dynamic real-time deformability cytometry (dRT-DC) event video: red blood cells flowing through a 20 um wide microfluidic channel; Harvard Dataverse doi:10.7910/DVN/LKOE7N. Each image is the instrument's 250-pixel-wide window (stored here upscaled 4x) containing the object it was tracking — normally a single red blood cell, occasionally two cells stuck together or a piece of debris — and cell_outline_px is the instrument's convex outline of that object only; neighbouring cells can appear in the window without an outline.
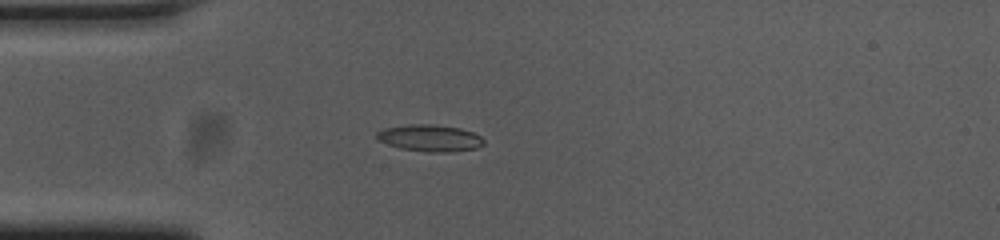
{"species": "common noctule bat (a hibernating species)", "species_latin": "Nyctalus noctula", "temperature_condition": "cold", "stored_images_in_passage": 45, "camera_frame_rate_fps": 3000, "um_per_image_px": 0.085, "animal": {"sex": "female", "body_mass_g": 23.0, "forearm_length_mm": 53.4}, "frame": {"image": 1, "passage_image": 9, "time_ms": 2.667, "image_size_px": [1000, 240], "cell_outline_px": [[484, 144], [476, 148], [444, 152], [428, 152], [400, 148], [376, 140], [376, 132], [384, 128], [408, 124], [432, 124], [460, 128], [472, 132], [480, 136], [484, 140]], "centroid_in_image_um": [36.5, 11.72], "position_along_channel_um": 48.5, "area_um2": 16.65}}
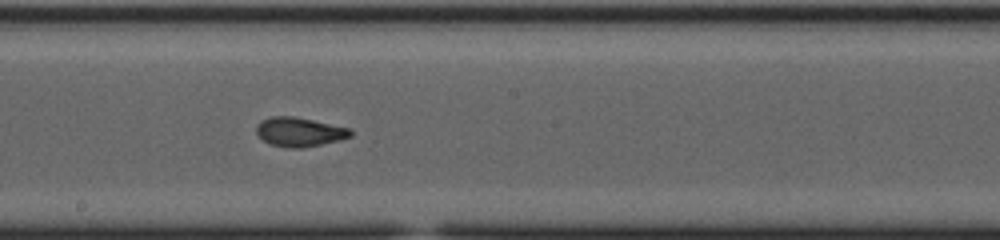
{"frame": {"image": 2, "passage_image": 24, "time_ms": 7.667, "image_size_px": [1000, 240], "cell_outline_px": [[352, 136], [340, 140], [300, 148], [288, 148], [268, 144], [256, 132], [256, 124], [260, 120], [272, 116], [292, 116], [352, 128]], "centroid_in_image_um": [25.44, 11.21], "position_along_channel_um": 222.8, "area_um2": 16.07}}
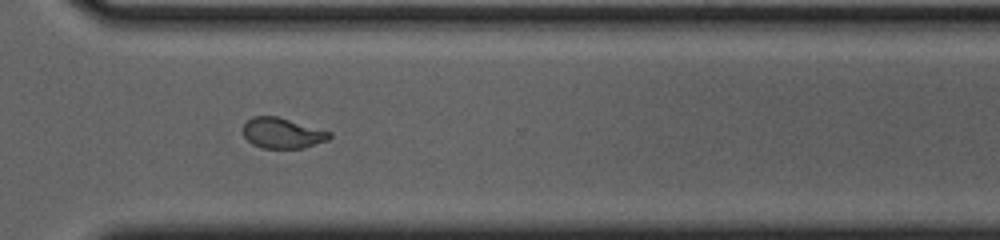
{"frame": {"image": 3, "passage_image": 34, "time_ms": 11.0, "image_size_px": [1000, 240], "cell_outline_px": [[332, 136], [328, 140], [304, 148], [264, 148], [252, 144], [244, 136], [244, 124], [252, 116], [276, 116], [332, 132]], "centroid_in_image_um": [24.02, 11.32], "position_along_channel_um": 346.6, "area_um2": 15.26}, "authors_computed_cell_mechanics": {"area_um2": 15.7794, "velocity_mm_per_s": 3.7186, "shape_relaxation_time_tau1_ms": 6.6561, "shape_relaxation_time_tau2_ms": 1.3971, "deformation_change_tau1": 0.2021, "deformation_change_tau2": 0.0648}}